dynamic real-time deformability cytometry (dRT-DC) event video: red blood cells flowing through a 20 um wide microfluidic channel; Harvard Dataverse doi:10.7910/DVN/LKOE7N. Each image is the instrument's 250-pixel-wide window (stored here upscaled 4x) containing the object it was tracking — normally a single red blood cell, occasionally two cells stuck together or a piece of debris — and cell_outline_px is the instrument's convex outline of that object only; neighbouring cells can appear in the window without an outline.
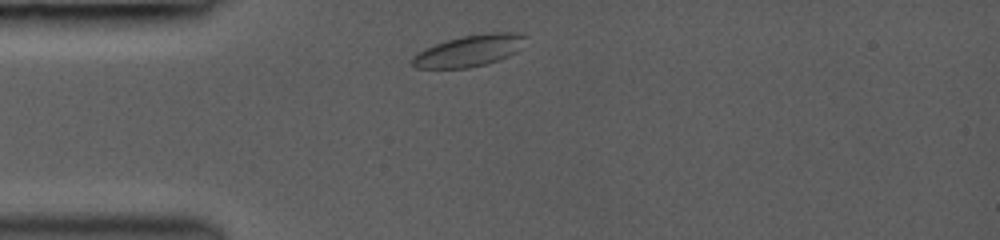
{"species": "common noctule bat (a hibernating species)", "species_latin": "Nyctalus noctula", "temperature_condition": "room temperature", "stored_images_in_passage": 1, "camera_frame_rate_fps": 3000, "um_per_image_px": 0.085, "animal": {"sex": "female", "body_mass_g": 19.0, "forearm_length_mm": 53.3}, "frame": {"image": 1, "passage_image": 1, "time_ms": 0.0, "image_size_px": [1000, 240], "cell_outline_px": [[528, 36], [516, 52], [500, 60], [468, 68], [416, 68], [412, 64], [412, 56], [424, 48], [460, 36], [492, 32], [524, 32]], "centroid_in_image_um": [39.91, 4.3], "position_along_channel_um": 45.1, "area_um2": 20.87}}